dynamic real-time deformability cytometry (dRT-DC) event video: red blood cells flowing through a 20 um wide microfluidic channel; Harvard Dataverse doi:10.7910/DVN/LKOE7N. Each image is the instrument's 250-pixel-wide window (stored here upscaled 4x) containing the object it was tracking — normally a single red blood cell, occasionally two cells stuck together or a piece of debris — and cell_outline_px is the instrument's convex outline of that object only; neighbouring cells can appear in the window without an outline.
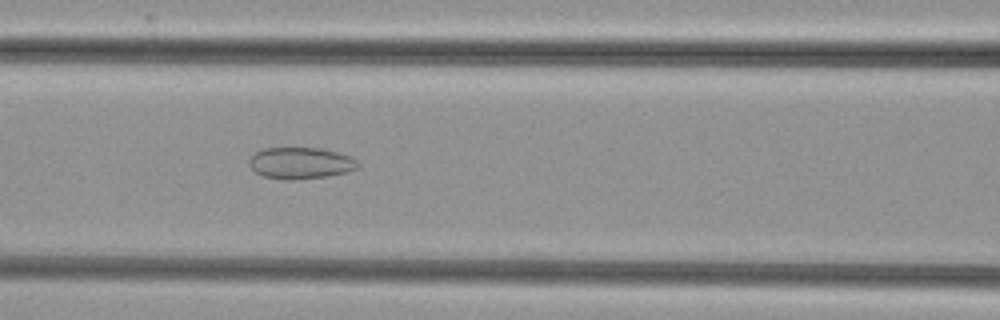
{"species": "common noctule bat (a hibernating species)", "species_latin": "Nyctalus noctula", "temperature_condition": "cold", "stored_images_in_passage": 33, "camera_frame_rate_fps": 3000, "um_per_image_px": 0.085, "animal": {"sex": "female", "body_mass_g": 29.2, "forearm_length_mm": 56.3}, "frame": {"image": 1, "passage_image": 11, "time_ms": 3.333, "image_size_px": [1000, 320], "cell_outline_px": [[360, 164], [356, 168], [348, 172], [328, 176], [292, 180], [288, 180], [264, 176], [256, 172], [248, 164], [248, 160], [256, 152], [264, 148], [320, 148], [352, 156]], "centroid_in_image_um": [25.56, 13.86], "position_along_channel_um": 141.0, "area_um2": 19.94}}
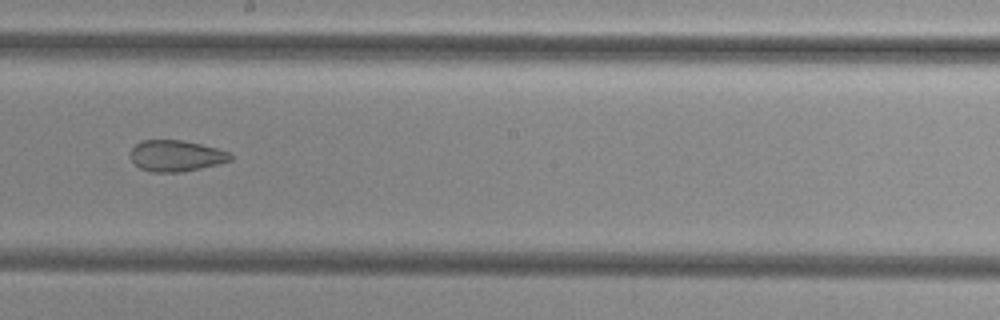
{"frame": {"image": 2, "passage_image": 18, "time_ms": 5.667, "image_size_px": [1000, 320], "cell_outline_px": [[232, 160], [200, 168], [180, 172], [152, 172], [140, 168], [128, 156], [128, 152], [140, 140], [180, 140], [200, 144], [216, 148], [228, 152], [232, 156]], "centroid_in_image_um": [14.9, 13.24], "position_along_channel_um": 233.3, "area_um2": 18.09}}
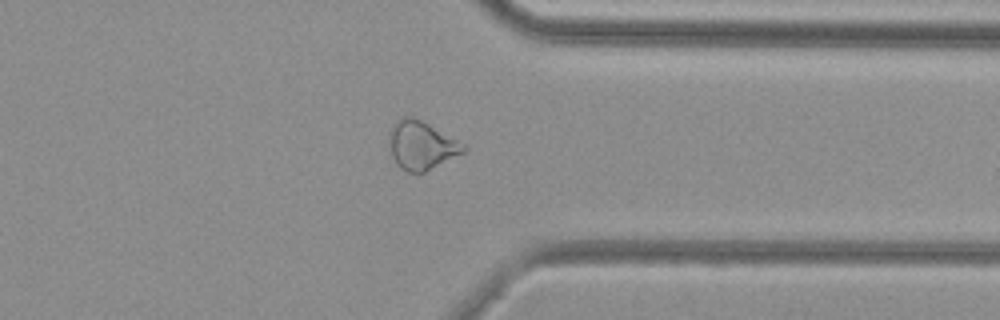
{"frame": {"image": 3, "passage_image": 29, "time_ms": 9.333, "image_size_px": [1000, 320], "cell_outline_px": [[468, 148], [464, 152], [424, 172], [408, 172], [400, 168], [388, 156], [388, 132], [392, 124], [396, 120], [404, 116], [412, 116], [428, 124], [464, 144]], "centroid_in_image_um": [35.72, 12.35], "position_along_channel_um": 375.7, "area_um2": 21.21}}